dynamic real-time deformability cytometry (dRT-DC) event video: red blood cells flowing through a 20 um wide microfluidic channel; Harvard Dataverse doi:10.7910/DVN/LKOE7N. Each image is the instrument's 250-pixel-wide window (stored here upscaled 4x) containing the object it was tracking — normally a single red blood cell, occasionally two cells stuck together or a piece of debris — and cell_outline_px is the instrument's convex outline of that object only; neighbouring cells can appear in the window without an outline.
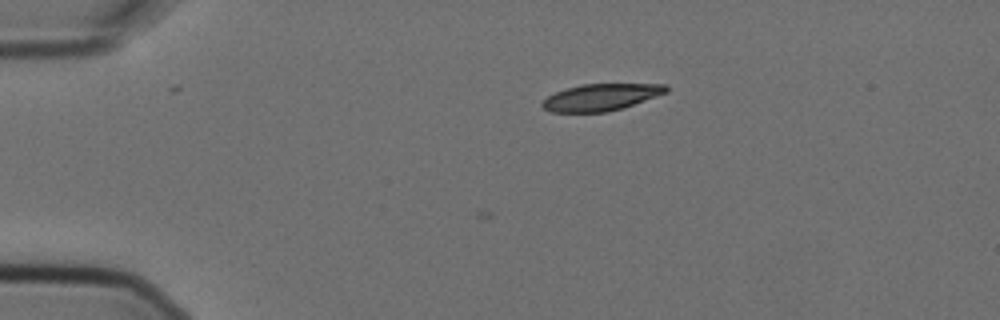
{"species": "Egyptian fruit bat (a non-hibernating species)", "species_latin": "Rousettus aegyptiacus", "temperature_condition": "cold", "stored_images_in_passage": 2, "camera_frame_rate_fps": 3000, "um_per_image_px": 0.085, "animal": {"sex": "female"}, "frame": {"image": 1, "passage_image": 1, "time_ms": 0.0, "image_size_px": [1000, 320], "cell_outline_px": [[668, 92], [608, 112], [548, 112], [540, 104], [548, 96], [556, 92], [580, 84], [668, 84]], "centroid_in_image_um": [51.06, 8.26], "position_along_channel_um": 33.9, "area_um2": 19.13}}